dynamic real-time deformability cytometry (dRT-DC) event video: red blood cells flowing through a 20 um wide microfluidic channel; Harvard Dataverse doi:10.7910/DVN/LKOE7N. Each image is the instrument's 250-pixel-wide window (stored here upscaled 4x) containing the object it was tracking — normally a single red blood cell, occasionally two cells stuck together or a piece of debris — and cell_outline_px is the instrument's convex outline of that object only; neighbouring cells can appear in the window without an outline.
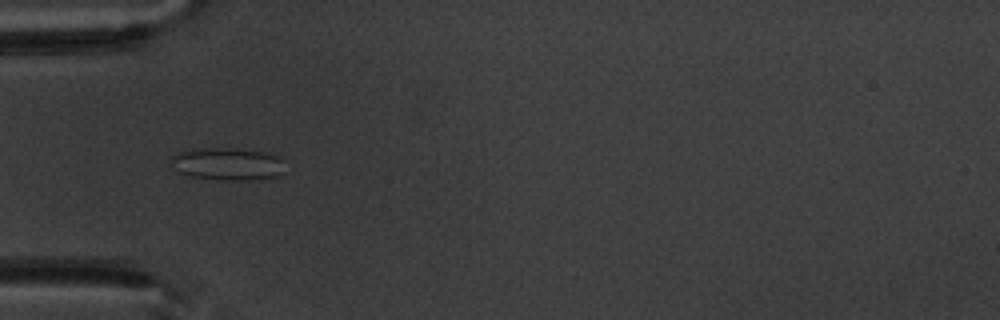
{"species": "common noctule bat (a hibernating species)", "species_latin": "Nyctalus noctula", "temperature_condition": "warm", "stored_images_in_passage": 7, "camera_frame_rate_fps": 3000, "um_per_image_px": 0.085, "animal": {"sex": "male", "body_mass_g": 20.1, "forearm_length_mm": 53.5}, "frame": {"image": 1, "passage_image": 4, "time_ms": 3.667, "image_size_px": [1000, 320], "cell_outline_px": [[288, 160], [284, 172], [280, 176], [248, 180], [220, 180], [192, 176], [180, 172], [172, 164], [172, 156], [180, 152], [192, 148], [240, 148], [264, 152], [280, 156]], "centroid_in_image_um": [19.47, 13.92], "position_along_channel_um": 65.5, "area_um2": 22.02}}
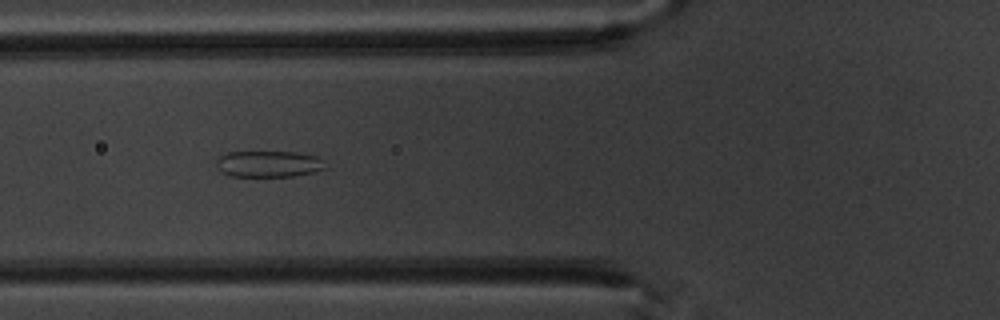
{"frame": {"image": 2, "passage_image": 5, "time_ms": 4.667, "image_size_px": [1000, 320], "cell_outline_px": [[328, 168], [312, 172], [292, 176], [228, 176], [220, 172], [216, 168], [216, 160], [220, 156], [228, 152], [296, 152], [316, 156], [324, 160]], "centroid_in_image_um": [22.82, 13.93], "position_along_channel_um": 103.0, "area_um2": 16.88}}
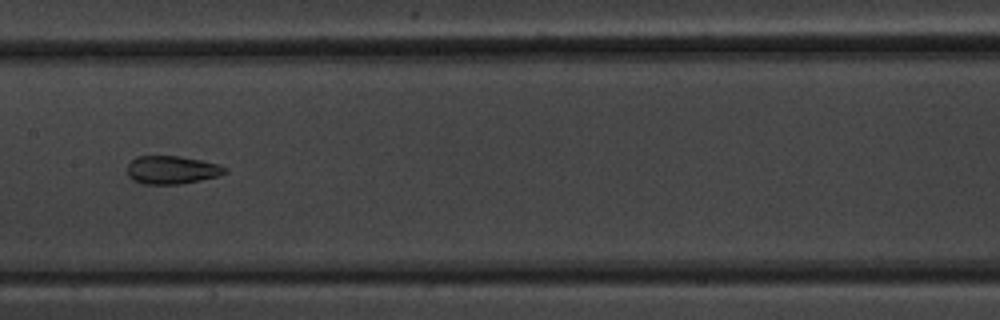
{"frame": {"image": 3, "passage_image": 7, "time_ms": 7.0, "image_size_px": [1000, 320], "cell_outline_px": [[228, 172], [220, 176], [180, 184], [144, 184], [132, 180], [128, 176], [128, 164], [136, 156], [180, 156], [200, 160], [216, 164], [228, 168]], "centroid_in_image_um": [14.61, 14.45], "position_along_channel_um": 192.8, "area_um2": 16.07}}